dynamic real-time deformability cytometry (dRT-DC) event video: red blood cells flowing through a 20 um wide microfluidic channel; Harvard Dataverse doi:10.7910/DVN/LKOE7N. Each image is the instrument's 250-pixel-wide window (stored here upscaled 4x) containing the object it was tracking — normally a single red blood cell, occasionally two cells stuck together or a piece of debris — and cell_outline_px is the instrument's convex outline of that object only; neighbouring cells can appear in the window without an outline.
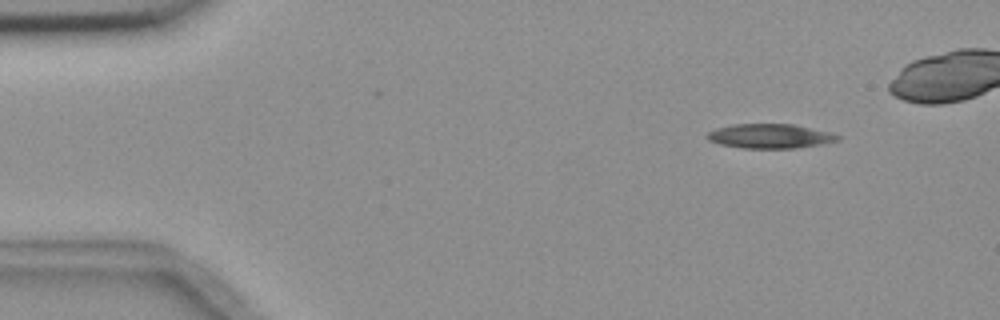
{"species": "common noctule bat (a hibernating species)", "species_latin": "Nyctalus noctula", "temperature_condition": "room temperature", "stored_images_in_passage": 8, "camera_frame_rate_fps": 3000, "um_per_image_px": 0.085, "animal": {"sex": "female", "body_mass_g": 18.4}, "frame": {"image": 1, "passage_image": 1, "time_ms": 0.0, "image_size_px": [1000, 320], "cell_outline_px": [[840, 140], [820, 144], [796, 148], [744, 148], [720, 144], [708, 140], [704, 136], [708, 132], [716, 128], [732, 124], [792, 124], [828, 132], [840, 136]], "centroid_in_image_um": [65.4, 11.57], "position_along_channel_um": 19.6, "area_um2": 18.44}}
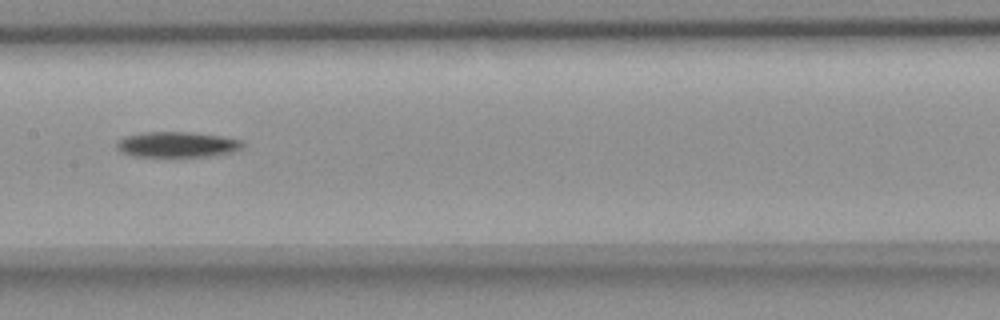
{"frame": {"image": 2, "passage_image": 6, "time_ms": 7.0, "image_size_px": [1000, 320], "cell_outline_px": [[244, 144], [240, 148], [232, 152], [212, 156], [132, 156], [120, 152], [116, 148], [116, 140], [124, 136], [144, 132], [188, 132], [220, 136], [240, 140]], "centroid_in_image_um": [14.98, 12.28], "position_along_channel_um": 192.4, "area_um2": 18.67}}
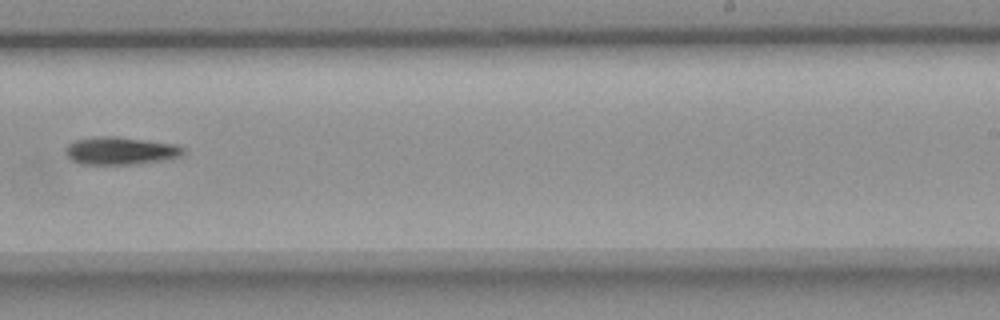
{"frame": {"image": 3, "passage_image": 8, "time_ms": 9.333, "image_size_px": [1000, 320], "cell_outline_px": [[184, 156], [136, 164], [80, 164], [68, 160], [64, 152], [64, 148], [68, 144], [76, 140], [104, 136], [112, 136], [176, 144], [184, 148]], "centroid_in_image_um": [10.2, 12.83], "position_along_channel_um": 278.8, "area_um2": 19.02}}